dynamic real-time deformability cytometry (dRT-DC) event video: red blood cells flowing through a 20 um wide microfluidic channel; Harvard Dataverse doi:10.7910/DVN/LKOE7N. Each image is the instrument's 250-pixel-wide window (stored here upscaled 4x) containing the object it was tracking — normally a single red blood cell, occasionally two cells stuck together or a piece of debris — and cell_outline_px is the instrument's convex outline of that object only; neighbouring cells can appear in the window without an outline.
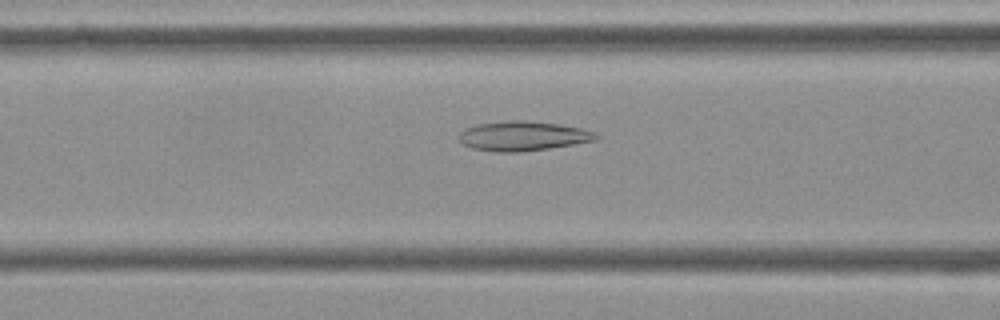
{"species": "Egyptian fruit bat (a non-hibernating species)", "species_latin": "Rousettus aegyptiacus", "temperature_condition": "cold", "stored_images_in_passage": 33, "camera_frame_rate_fps": 3000, "um_per_image_px": 0.085, "frame": {"image": 1, "passage_image": 10, "time_ms": 3.0, "image_size_px": [1000, 320], "cell_outline_px": [[600, 136], [596, 140], [548, 148], [520, 152], [492, 152], [472, 148], [464, 144], [460, 140], [460, 132], [464, 128], [480, 124], [508, 120], [528, 120], [560, 124], [580, 128], [596, 132]], "centroid_in_image_um": [44.45, 11.55], "position_along_channel_um": 122.1, "area_um2": 23.58}}
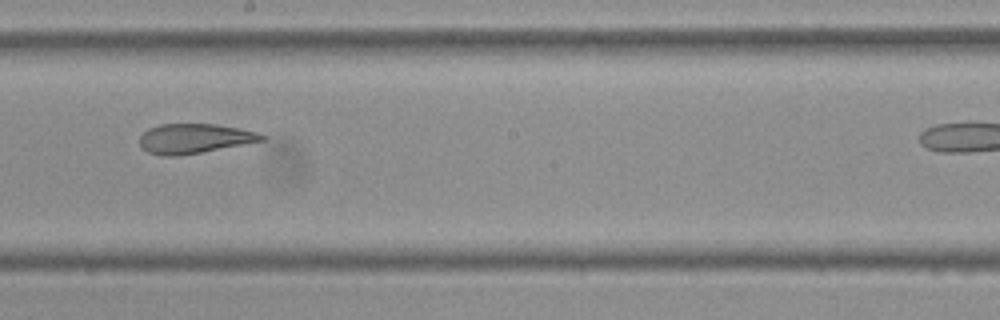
{"frame": {"image": 2, "passage_image": 19, "time_ms": 6.0, "image_size_px": [1000, 320], "cell_outline_px": [[264, 140], [180, 156], [160, 156], [148, 152], [140, 148], [140, 136], [148, 128], [160, 124], [216, 124], [240, 128], [256, 132], [264, 136]], "centroid_in_image_um": [16.46, 11.78], "position_along_channel_um": 231.7, "area_um2": 21.04}}
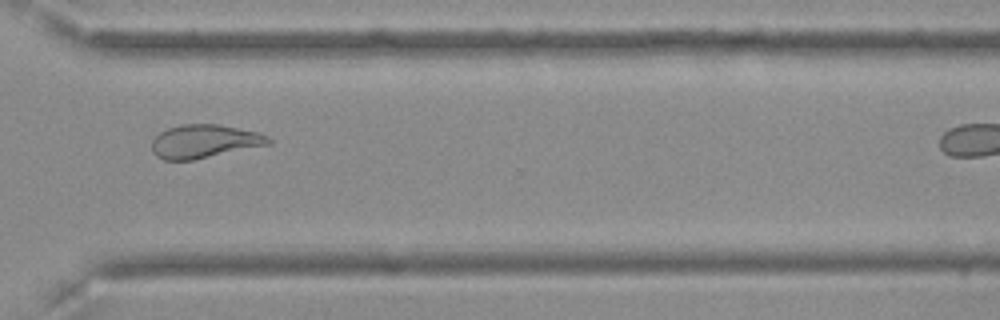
{"frame": {"image": 3, "passage_image": 29, "time_ms": 9.333, "image_size_px": [1000, 320], "cell_outline_px": [[272, 144], [192, 160], [164, 160], [156, 156], [152, 152], [152, 140], [160, 132], [168, 128], [180, 124], [216, 124], [260, 132], [268, 136], [272, 140]], "centroid_in_image_um": [17.38, 12.01], "position_along_channel_um": 353.2, "area_um2": 22.83}}